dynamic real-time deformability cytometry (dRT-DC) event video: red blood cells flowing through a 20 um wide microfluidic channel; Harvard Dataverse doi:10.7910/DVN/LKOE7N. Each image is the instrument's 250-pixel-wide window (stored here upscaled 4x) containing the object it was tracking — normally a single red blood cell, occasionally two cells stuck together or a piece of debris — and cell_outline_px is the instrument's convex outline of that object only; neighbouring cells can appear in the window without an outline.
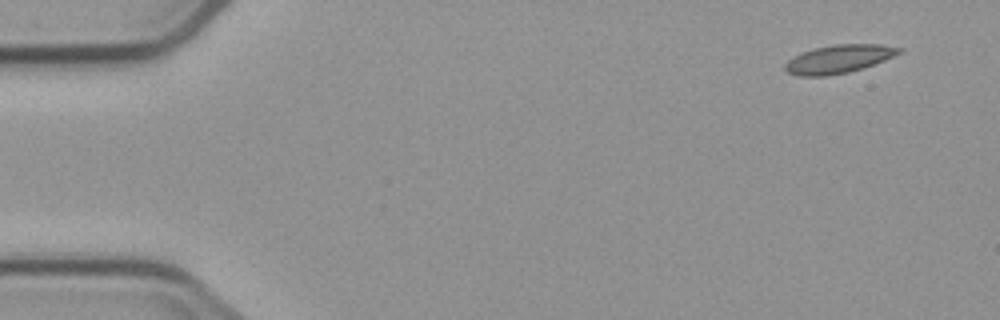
{"species": "common noctule bat (a hibernating species)", "species_latin": "Nyctalus noctula", "temperature_condition": "cold", "stored_images_in_passage": 5, "camera_frame_rate_fps": 3000, "um_per_image_px": 0.085, "animal": {"sex": "male", "body_mass_g": 23.1, "forearm_length_mm": 52.7}, "frame": {"image": 1, "passage_image": 1, "time_ms": 0.0, "image_size_px": [1000, 320], "cell_outline_px": [[904, 52], [884, 60], [848, 72], [828, 76], [800, 76], [788, 72], [784, 68], [784, 64], [792, 56], [812, 48], [836, 44], [880, 44], [904, 48]], "centroid_in_image_um": [71.29, 5.0], "position_along_channel_um": 13.7, "area_um2": 18.84}}